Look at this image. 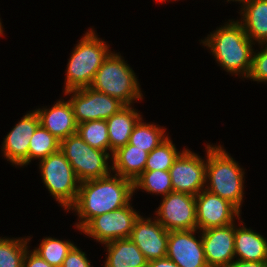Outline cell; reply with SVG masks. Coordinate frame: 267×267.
Segmentation results:
<instances>
[{
    "label": "cell",
    "instance_id": "cell-34",
    "mask_svg": "<svg viewBox=\"0 0 267 267\" xmlns=\"http://www.w3.org/2000/svg\"><path fill=\"white\" fill-rule=\"evenodd\" d=\"M147 267H179V266L166 256L164 258H159L157 260H152L148 262Z\"/></svg>",
    "mask_w": 267,
    "mask_h": 267
},
{
    "label": "cell",
    "instance_id": "cell-2",
    "mask_svg": "<svg viewBox=\"0 0 267 267\" xmlns=\"http://www.w3.org/2000/svg\"><path fill=\"white\" fill-rule=\"evenodd\" d=\"M202 42L208 46L216 61L230 73L247 78L252 67L253 42L248 38L240 21H230ZM239 73V74H238Z\"/></svg>",
    "mask_w": 267,
    "mask_h": 267
},
{
    "label": "cell",
    "instance_id": "cell-10",
    "mask_svg": "<svg viewBox=\"0 0 267 267\" xmlns=\"http://www.w3.org/2000/svg\"><path fill=\"white\" fill-rule=\"evenodd\" d=\"M156 211L157 221L167 230L197 229L195 196L172 191L163 196L161 205Z\"/></svg>",
    "mask_w": 267,
    "mask_h": 267
},
{
    "label": "cell",
    "instance_id": "cell-21",
    "mask_svg": "<svg viewBox=\"0 0 267 267\" xmlns=\"http://www.w3.org/2000/svg\"><path fill=\"white\" fill-rule=\"evenodd\" d=\"M140 119L138 111H135L131 105H126L106 120L111 155L118 148L129 143L130 135Z\"/></svg>",
    "mask_w": 267,
    "mask_h": 267
},
{
    "label": "cell",
    "instance_id": "cell-3",
    "mask_svg": "<svg viewBox=\"0 0 267 267\" xmlns=\"http://www.w3.org/2000/svg\"><path fill=\"white\" fill-rule=\"evenodd\" d=\"M205 189L228 200L239 210L243 199L244 171L221 146L207 145ZM209 179V180H208Z\"/></svg>",
    "mask_w": 267,
    "mask_h": 267
},
{
    "label": "cell",
    "instance_id": "cell-7",
    "mask_svg": "<svg viewBox=\"0 0 267 267\" xmlns=\"http://www.w3.org/2000/svg\"><path fill=\"white\" fill-rule=\"evenodd\" d=\"M39 165L45 186L55 200L69 210L77 199L81 183L69 161L58 150L40 160Z\"/></svg>",
    "mask_w": 267,
    "mask_h": 267
},
{
    "label": "cell",
    "instance_id": "cell-32",
    "mask_svg": "<svg viewBox=\"0 0 267 267\" xmlns=\"http://www.w3.org/2000/svg\"><path fill=\"white\" fill-rule=\"evenodd\" d=\"M28 249L26 251L23 267H53L44 259H42L36 252L32 251V253H28Z\"/></svg>",
    "mask_w": 267,
    "mask_h": 267
},
{
    "label": "cell",
    "instance_id": "cell-4",
    "mask_svg": "<svg viewBox=\"0 0 267 267\" xmlns=\"http://www.w3.org/2000/svg\"><path fill=\"white\" fill-rule=\"evenodd\" d=\"M91 29L76 44L67 64L65 92L90 87L96 72L111 53Z\"/></svg>",
    "mask_w": 267,
    "mask_h": 267
},
{
    "label": "cell",
    "instance_id": "cell-13",
    "mask_svg": "<svg viewBox=\"0 0 267 267\" xmlns=\"http://www.w3.org/2000/svg\"><path fill=\"white\" fill-rule=\"evenodd\" d=\"M169 231L156 219L139 216L134 222L129 239L141 250L147 261L157 260L167 256Z\"/></svg>",
    "mask_w": 267,
    "mask_h": 267
},
{
    "label": "cell",
    "instance_id": "cell-14",
    "mask_svg": "<svg viewBox=\"0 0 267 267\" xmlns=\"http://www.w3.org/2000/svg\"><path fill=\"white\" fill-rule=\"evenodd\" d=\"M194 230L169 231L167 257L179 267H208L202 237L196 239Z\"/></svg>",
    "mask_w": 267,
    "mask_h": 267
},
{
    "label": "cell",
    "instance_id": "cell-35",
    "mask_svg": "<svg viewBox=\"0 0 267 267\" xmlns=\"http://www.w3.org/2000/svg\"><path fill=\"white\" fill-rule=\"evenodd\" d=\"M228 2L229 1H238V2H240V3H244V2H246V1H248V0H227Z\"/></svg>",
    "mask_w": 267,
    "mask_h": 267
},
{
    "label": "cell",
    "instance_id": "cell-27",
    "mask_svg": "<svg viewBox=\"0 0 267 267\" xmlns=\"http://www.w3.org/2000/svg\"><path fill=\"white\" fill-rule=\"evenodd\" d=\"M75 245L71 241H62L52 237L42 240L39 248L34 249L42 259L53 267H61L63 260Z\"/></svg>",
    "mask_w": 267,
    "mask_h": 267
},
{
    "label": "cell",
    "instance_id": "cell-9",
    "mask_svg": "<svg viewBox=\"0 0 267 267\" xmlns=\"http://www.w3.org/2000/svg\"><path fill=\"white\" fill-rule=\"evenodd\" d=\"M139 216L129 204L92 218L81 231L102 244L116 239L129 238L134 222Z\"/></svg>",
    "mask_w": 267,
    "mask_h": 267
},
{
    "label": "cell",
    "instance_id": "cell-17",
    "mask_svg": "<svg viewBox=\"0 0 267 267\" xmlns=\"http://www.w3.org/2000/svg\"><path fill=\"white\" fill-rule=\"evenodd\" d=\"M35 111L39 116L40 124L60 142L77 133L78 124L69 100L66 102L60 100L50 109L43 108Z\"/></svg>",
    "mask_w": 267,
    "mask_h": 267
},
{
    "label": "cell",
    "instance_id": "cell-8",
    "mask_svg": "<svg viewBox=\"0 0 267 267\" xmlns=\"http://www.w3.org/2000/svg\"><path fill=\"white\" fill-rule=\"evenodd\" d=\"M73 93L69 102L72 105L77 124L94 120H108L126 105L119 99L98 92L91 87L70 90Z\"/></svg>",
    "mask_w": 267,
    "mask_h": 267
},
{
    "label": "cell",
    "instance_id": "cell-18",
    "mask_svg": "<svg viewBox=\"0 0 267 267\" xmlns=\"http://www.w3.org/2000/svg\"><path fill=\"white\" fill-rule=\"evenodd\" d=\"M242 6L240 24L252 42L263 46L267 43V0H248Z\"/></svg>",
    "mask_w": 267,
    "mask_h": 267
},
{
    "label": "cell",
    "instance_id": "cell-11",
    "mask_svg": "<svg viewBox=\"0 0 267 267\" xmlns=\"http://www.w3.org/2000/svg\"><path fill=\"white\" fill-rule=\"evenodd\" d=\"M189 149L183 150L169 169L173 191L198 195L206 183V161Z\"/></svg>",
    "mask_w": 267,
    "mask_h": 267
},
{
    "label": "cell",
    "instance_id": "cell-25",
    "mask_svg": "<svg viewBox=\"0 0 267 267\" xmlns=\"http://www.w3.org/2000/svg\"><path fill=\"white\" fill-rule=\"evenodd\" d=\"M139 188L141 190L144 189L148 193L168 195L173 191L169 171L144 170L134 181V190Z\"/></svg>",
    "mask_w": 267,
    "mask_h": 267
},
{
    "label": "cell",
    "instance_id": "cell-23",
    "mask_svg": "<svg viewBox=\"0 0 267 267\" xmlns=\"http://www.w3.org/2000/svg\"><path fill=\"white\" fill-rule=\"evenodd\" d=\"M164 132L165 130L162 127L144 123L141 118L130 135L129 144L150 153L168 138L164 135Z\"/></svg>",
    "mask_w": 267,
    "mask_h": 267
},
{
    "label": "cell",
    "instance_id": "cell-28",
    "mask_svg": "<svg viewBox=\"0 0 267 267\" xmlns=\"http://www.w3.org/2000/svg\"><path fill=\"white\" fill-rule=\"evenodd\" d=\"M29 240L0 238V267H23Z\"/></svg>",
    "mask_w": 267,
    "mask_h": 267
},
{
    "label": "cell",
    "instance_id": "cell-24",
    "mask_svg": "<svg viewBox=\"0 0 267 267\" xmlns=\"http://www.w3.org/2000/svg\"><path fill=\"white\" fill-rule=\"evenodd\" d=\"M77 133L91 147L110 151L108 125L106 120L87 121L78 124Z\"/></svg>",
    "mask_w": 267,
    "mask_h": 267
},
{
    "label": "cell",
    "instance_id": "cell-31",
    "mask_svg": "<svg viewBox=\"0 0 267 267\" xmlns=\"http://www.w3.org/2000/svg\"><path fill=\"white\" fill-rule=\"evenodd\" d=\"M86 254L74 246L63 260L61 267H92Z\"/></svg>",
    "mask_w": 267,
    "mask_h": 267
},
{
    "label": "cell",
    "instance_id": "cell-15",
    "mask_svg": "<svg viewBox=\"0 0 267 267\" xmlns=\"http://www.w3.org/2000/svg\"><path fill=\"white\" fill-rule=\"evenodd\" d=\"M204 254L208 267H223L234 261V223L212 227L201 233Z\"/></svg>",
    "mask_w": 267,
    "mask_h": 267
},
{
    "label": "cell",
    "instance_id": "cell-19",
    "mask_svg": "<svg viewBox=\"0 0 267 267\" xmlns=\"http://www.w3.org/2000/svg\"><path fill=\"white\" fill-rule=\"evenodd\" d=\"M148 154L147 151L128 143L113 152L112 170L134 182L144 172Z\"/></svg>",
    "mask_w": 267,
    "mask_h": 267
},
{
    "label": "cell",
    "instance_id": "cell-30",
    "mask_svg": "<svg viewBox=\"0 0 267 267\" xmlns=\"http://www.w3.org/2000/svg\"><path fill=\"white\" fill-rule=\"evenodd\" d=\"M264 49L252 55V67L248 78L258 82H267V44Z\"/></svg>",
    "mask_w": 267,
    "mask_h": 267
},
{
    "label": "cell",
    "instance_id": "cell-1",
    "mask_svg": "<svg viewBox=\"0 0 267 267\" xmlns=\"http://www.w3.org/2000/svg\"><path fill=\"white\" fill-rule=\"evenodd\" d=\"M133 192L134 182L117 174L81 182L77 199L69 208L80 218L76 227L81 230L92 218L129 205Z\"/></svg>",
    "mask_w": 267,
    "mask_h": 267
},
{
    "label": "cell",
    "instance_id": "cell-26",
    "mask_svg": "<svg viewBox=\"0 0 267 267\" xmlns=\"http://www.w3.org/2000/svg\"><path fill=\"white\" fill-rule=\"evenodd\" d=\"M59 148L60 141L39 124L30 139L28 163L31 162L33 158L42 160L48 155L57 152Z\"/></svg>",
    "mask_w": 267,
    "mask_h": 267
},
{
    "label": "cell",
    "instance_id": "cell-12",
    "mask_svg": "<svg viewBox=\"0 0 267 267\" xmlns=\"http://www.w3.org/2000/svg\"><path fill=\"white\" fill-rule=\"evenodd\" d=\"M197 229L203 231L212 227H223L233 224L240 210L205 188L195 196Z\"/></svg>",
    "mask_w": 267,
    "mask_h": 267
},
{
    "label": "cell",
    "instance_id": "cell-20",
    "mask_svg": "<svg viewBox=\"0 0 267 267\" xmlns=\"http://www.w3.org/2000/svg\"><path fill=\"white\" fill-rule=\"evenodd\" d=\"M107 259L104 267H147L148 261L141 250L129 238L105 243Z\"/></svg>",
    "mask_w": 267,
    "mask_h": 267
},
{
    "label": "cell",
    "instance_id": "cell-29",
    "mask_svg": "<svg viewBox=\"0 0 267 267\" xmlns=\"http://www.w3.org/2000/svg\"><path fill=\"white\" fill-rule=\"evenodd\" d=\"M179 154L168 137L148 154L144 170L169 171Z\"/></svg>",
    "mask_w": 267,
    "mask_h": 267
},
{
    "label": "cell",
    "instance_id": "cell-16",
    "mask_svg": "<svg viewBox=\"0 0 267 267\" xmlns=\"http://www.w3.org/2000/svg\"><path fill=\"white\" fill-rule=\"evenodd\" d=\"M39 124V116L34 110L27 113L7 134L2 144V151L7 161L14 165H28L30 139Z\"/></svg>",
    "mask_w": 267,
    "mask_h": 267
},
{
    "label": "cell",
    "instance_id": "cell-36",
    "mask_svg": "<svg viewBox=\"0 0 267 267\" xmlns=\"http://www.w3.org/2000/svg\"><path fill=\"white\" fill-rule=\"evenodd\" d=\"M3 27H2V24H1V22H0V35H2L3 34V29H2Z\"/></svg>",
    "mask_w": 267,
    "mask_h": 267
},
{
    "label": "cell",
    "instance_id": "cell-33",
    "mask_svg": "<svg viewBox=\"0 0 267 267\" xmlns=\"http://www.w3.org/2000/svg\"><path fill=\"white\" fill-rule=\"evenodd\" d=\"M223 267H267V261H241L236 259Z\"/></svg>",
    "mask_w": 267,
    "mask_h": 267
},
{
    "label": "cell",
    "instance_id": "cell-5",
    "mask_svg": "<svg viewBox=\"0 0 267 267\" xmlns=\"http://www.w3.org/2000/svg\"><path fill=\"white\" fill-rule=\"evenodd\" d=\"M90 87L119 99L125 105L143 98L134 71L117 53H110L104 60Z\"/></svg>",
    "mask_w": 267,
    "mask_h": 267
},
{
    "label": "cell",
    "instance_id": "cell-6",
    "mask_svg": "<svg viewBox=\"0 0 267 267\" xmlns=\"http://www.w3.org/2000/svg\"><path fill=\"white\" fill-rule=\"evenodd\" d=\"M59 150L71 164L80 182L111 175L112 167L107 166L111 155L91 147L78 133L62 140Z\"/></svg>",
    "mask_w": 267,
    "mask_h": 267
},
{
    "label": "cell",
    "instance_id": "cell-22",
    "mask_svg": "<svg viewBox=\"0 0 267 267\" xmlns=\"http://www.w3.org/2000/svg\"><path fill=\"white\" fill-rule=\"evenodd\" d=\"M235 258L241 261H267V240L246 227H235Z\"/></svg>",
    "mask_w": 267,
    "mask_h": 267
}]
</instances>
